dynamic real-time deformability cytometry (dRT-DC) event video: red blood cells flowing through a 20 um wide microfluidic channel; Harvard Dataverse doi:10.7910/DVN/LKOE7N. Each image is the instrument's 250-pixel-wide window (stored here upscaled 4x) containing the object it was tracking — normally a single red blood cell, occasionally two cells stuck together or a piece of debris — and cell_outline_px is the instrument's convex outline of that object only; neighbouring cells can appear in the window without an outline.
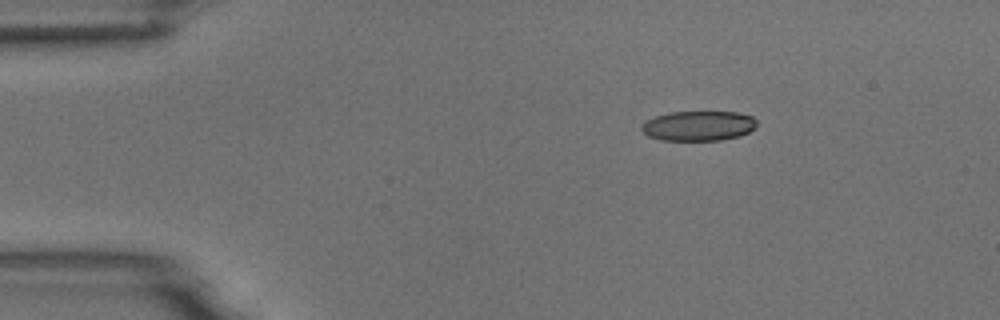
{"species": "common noctule bat (a hibernating species)", "species_latin": "Nyctalus noctula", "temperature_condition": "room temperature", "stored_images_in_passage": 46, "camera_frame_rate_fps": 3000, "um_per_image_px": 0.085, "animal": {"sex": "male", "body_mass_g": 18.8}, "frame": {"image": 1, "passage_image": 1, "time_ms": 0.0, "image_size_px": [1000, 320], "cell_outline_px": [[756, 128], [740, 136], [720, 140], [660, 140], [648, 136], [640, 128], [640, 124], [644, 120], [668, 112], [736, 112], [752, 116], [756, 120]], "centroid_in_image_um": [59.34, 10.69], "position_along_channel_um": 25.7, "area_um2": 20.23}}
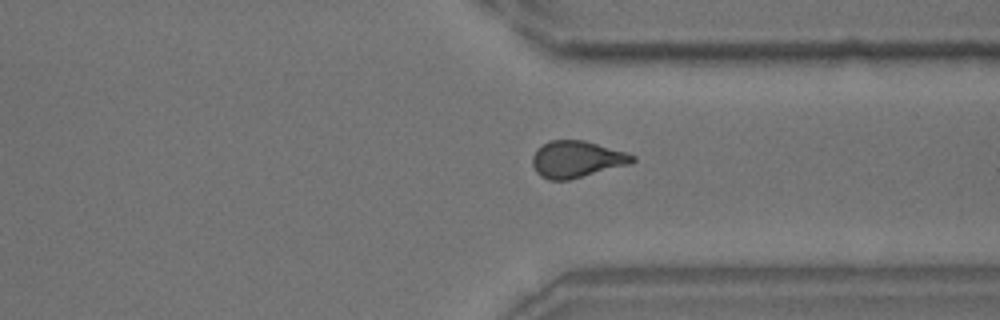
{"frame": {"image": 2, "passage_image": 33, "time_ms": 10.667, "image_size_px": [1000, 320], "cell_outline_px": [[636, 160], [632, 164], [568, 180], [548, 180], [540, 176], [536, 172], [532, 164], [532, 156], [536, 148], [548, 140], [584, 140], [628, 152], [636, 156]], "centroid_in_image_um": [49.03, 13.53], "position_along_channel_um": 362.4, "area_um2": 21.79}}
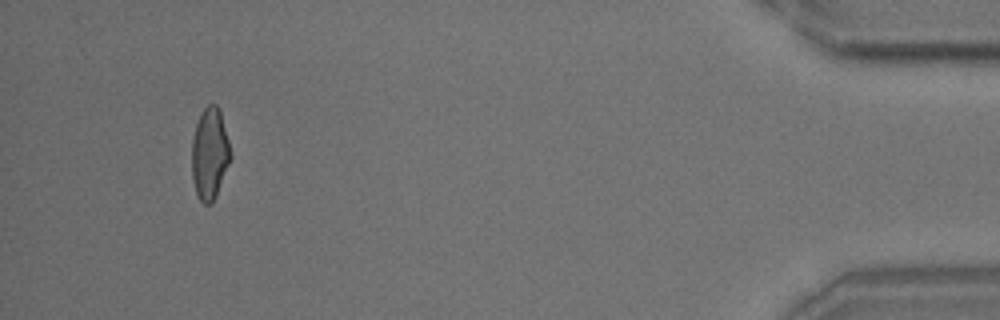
{"frame": {"image": 3, "passage_image": 43, "time_ms": 14.0, "image_size_px": [1000, 320], "cell_outline_px": [[232, 156], [216, 196], [212, 204], [204, 204], [200, 200], [196, 192], [192, 176], [192, 140], [196, 124], [204, 108], [208, 104], [216, 104], [220, 108]], "centroid_in_image_um": [17.83, 13.06], "position_along_channel_um": 417.4, "area_um2": 20.63}, "authors_computed_cell_mechanics": {"area_um2": 21.0681, "velocity_mm_per_s": 3.761, "shape_relaxation_time_tau1_ms": 6.6236, "shape_relaxation_time_tau2_ms": 1.9924, "deformation_change_tau1": 0.168, "deformation_change_tau2": 0.1032}}